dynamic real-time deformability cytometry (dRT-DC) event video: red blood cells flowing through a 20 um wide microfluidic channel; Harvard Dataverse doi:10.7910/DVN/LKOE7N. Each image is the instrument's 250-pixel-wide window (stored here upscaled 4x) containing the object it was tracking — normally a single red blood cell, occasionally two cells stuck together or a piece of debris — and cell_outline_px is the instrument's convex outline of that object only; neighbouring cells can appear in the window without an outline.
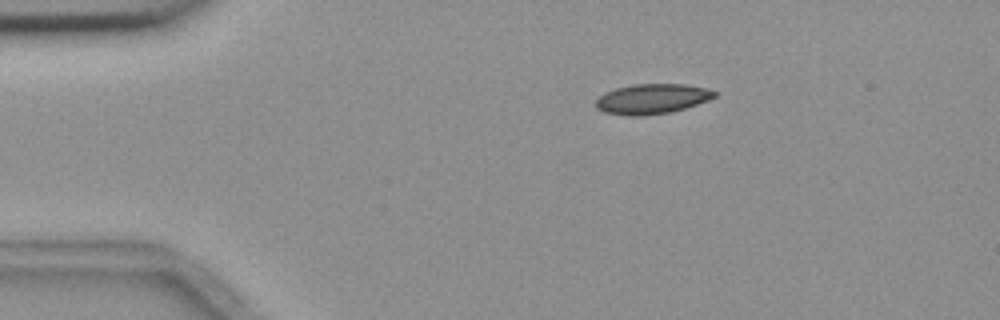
{"species": "common noctule bat (a hibernating species)", "species_latin": "Nyctalus noctula", "temperature_condition": "room temperature", "stored_images_in_passage": 5, "camera_frame_rate_fps": 3000, "um_per_image_px": 0.085, "animal": {"sex": "female", "body_mass_g": 18.4}, "frame": {"image": 1, "passage_image": 2, "time_ms": 2.0, "image_size_px": [1000, 320], "cell_outline_px": [[716, 96], [708, 100], [672, 112], [644, 116], [624, 116], [604, 112], [596, 108], [596, 100], [604, 92], [616, 88], [632, 84], [684, 84], [708, 88], [716, 92]], "centroid_in_image_um": [55.4, 8.41], "position_along_channel_um": 29.6, "area_um2": 20.92}}
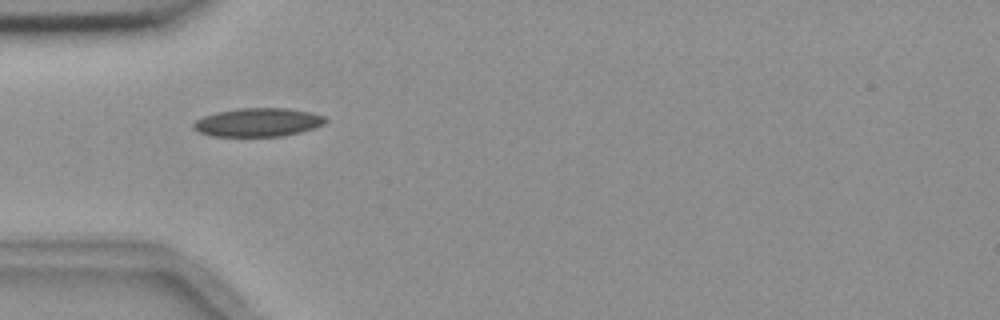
{"frame": {"image": 2, "passage_image": 4, "time_ms": 4.333, "image_size_px": [1000, 320], "cell_outline_px": [[328, 120], [324, 124], [316, 128], [300, 132], [280, 136], [212, 136], [196, 132], [192, 128], [192, 124], [196, 120], [204, 116], [216, 112], [240, 108], [288, 108], [312, 112], [324, 116]], "centroid_in_image_um": [21.93, 10.4], "position_along_channel_um": 63.1, "area_um2": 22.14}}